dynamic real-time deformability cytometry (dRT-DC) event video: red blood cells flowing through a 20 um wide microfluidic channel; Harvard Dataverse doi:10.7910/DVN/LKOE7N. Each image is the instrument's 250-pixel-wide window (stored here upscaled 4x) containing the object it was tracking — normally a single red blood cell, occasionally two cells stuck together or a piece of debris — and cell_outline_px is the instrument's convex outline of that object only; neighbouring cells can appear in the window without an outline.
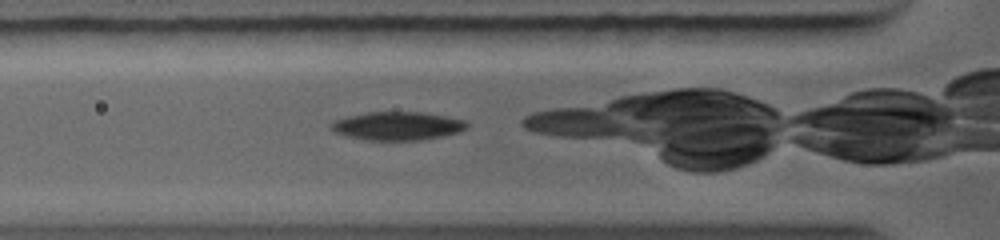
{"species": "common noctule bat (a hibernating species)", "species_latin": "Nyctalus noctula", "temperature_condition": "warm", "stored_images_in_passage": 38, "camera_frame_rate_fps": 5000, "um_per_image_px": 0.085, "animal": {"sex": "female", "body_mass_g": 19.0, "forearm_length_mm": 56.7}, "frame": {"image": 1, "passage_image": 3, "time_ms": 0.4, "image_size_px": [1000, 240], "cell_outline_px": [[468, 124], [464, 128], [456, 132], [408, 140], [380, 140], [356, 136], [340, 132], [332, 128], [332, 124], [336, 120], [348, 116], [368, 112], [420, 112], [468, 120]], "centroid_in_image_um": [33.84, 10.66], "position_along_channel_um": 92.0, "area_um2": 21.04}}
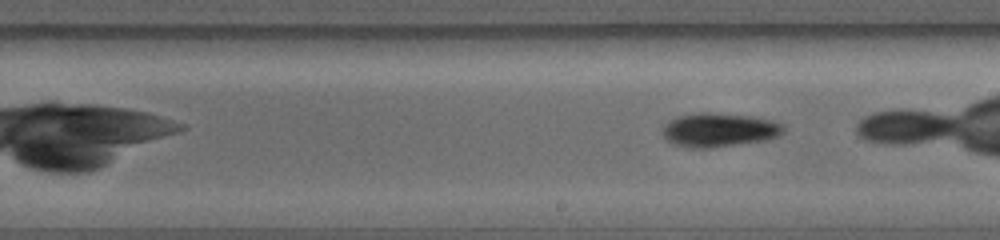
{"frame": {"image": 2, "passage_image": 16, "time_ms": 3.2, "image_size_px": [1000, 240], "cell_outline_px": [[780, 132], [772, 136], [748, 140], [720, 144], [688, 144], [676, 140], [668, 136], [664, 132], [664, 128], [672, 120], [680, 116], [700, 112], [708, 112], [752, 116], [768, 120], [780, 124]], "centroid_in_image_um": [61.14, 10.91], "position_along_channel_um": 227.9, "area_um2": 20.46}}
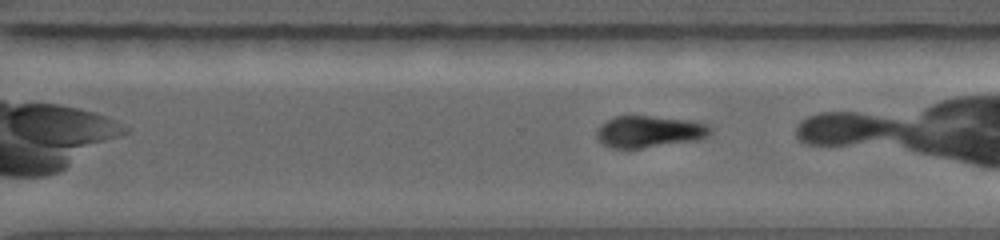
{"frame": {"image": 3, "passage_image": 25, "time_ms": 5.0, "image_size_px": [1000, 240], "cell_outline_px": [[712, 128], [708, 132], [700, 136], [636, 148], [624, 148], [608, 144], [600, 140], [596, 132], [600, 124], [616, 116], [648, 116], [688, 120], [708, 124]], "centroid_in_image_um": [55.07, 11.12], "position_along_channel_um": 315.5, "area_um2": 19.25}}